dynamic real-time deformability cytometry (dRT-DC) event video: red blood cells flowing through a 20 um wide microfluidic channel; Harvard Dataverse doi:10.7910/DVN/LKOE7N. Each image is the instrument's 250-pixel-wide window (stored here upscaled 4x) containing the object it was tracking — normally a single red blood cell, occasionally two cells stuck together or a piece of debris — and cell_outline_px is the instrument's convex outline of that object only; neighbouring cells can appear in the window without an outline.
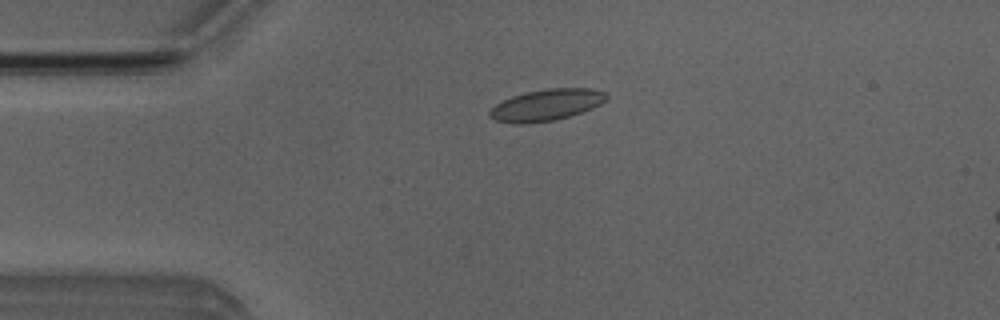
{"species": "Egyptian fruit bat (a non-hibernating species)", "species_latin": "Rousettus aegyptiacus", "temperature_condition": "room temperature", "stored_images_in_passage": 48, "camera_frame_rate_fps": 3000, "um_per_image_px": 0.085, "animal": {"sex": "male"}, "frame": {"image": 1, "passage_image": 8, "time_ms": 2.333, "image_size_px": [1000, 320], "cell_outline_px": [[608, 96], [600, 104], [592, 108], [556, 120], [528, 124], [516, 124], [496, 120], [488, 116], [488, 112], [496, 104], [512, 96], [528, 92], [548, 88], [592, 88], [608, 92]], "centroid_in_image_um": [46.45, 8.92], "position_along_channel_um": 38.6, "area_um2": 21.39}}
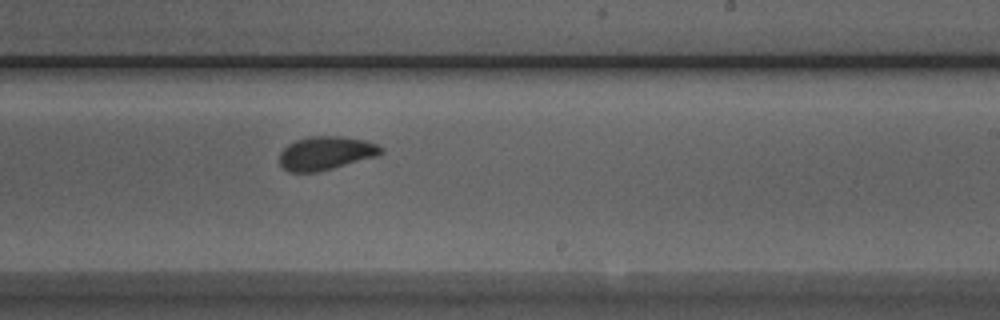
{"frame": {"image": 2, "passage_image": 27, "time_ms": 8.667, "image_size_px": [1000, 320], "cell_outline_px": [[384, 152], [376, 156], [332, 168], [316, 172], [288, 172], [280, 164], [280, 152], [288, 144], [296, 140], [308, 136], [344, 136], [364, 140], [376, 144], [384, 148]], "centroid_in_image_um": [27.69, 13.0], "position_along_channel_um": 261.3, "area_um2": 19.77}}
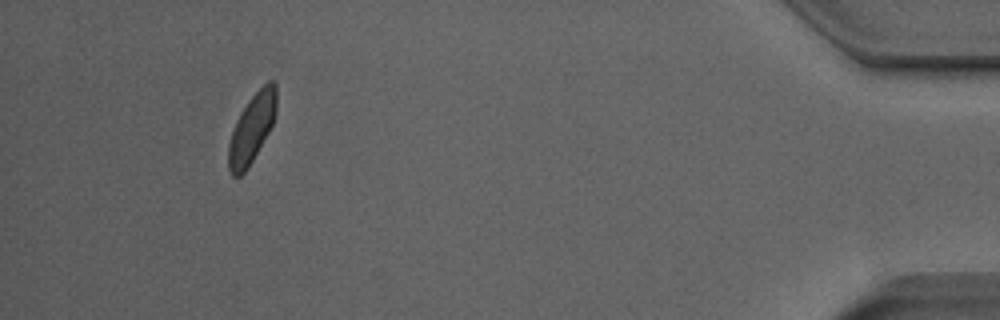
{"frame": {"image": 3, "passage_image": 44, "time_ms": 14.333, "image_size_px": [1000, 320], "cell_outline_px": [[276, 112], [272, 124], [268, 132], [248, 168], [240, 176], [232, 176], [228, 168], [228, 144], [236, 120], [240, 112], [248, 100], [268, 80], [272, 80], [276, 84]], "centroid_in_image_um": [21.39, 10.91], "position_along_channel_um": 413.8, "area_um2": 19.07}, "authors_computed_cell_mechanics": {"area_um2": 19.9988, "velocity_mm_per_s": 3.9562, "shape_relaxation_time_tau1_ms": 3.3263, "shape_relaxation_time_tau2_ms": 1.4911, "deformation_change_tau1": 0.105, "deformation_change_tau2": 0.0552}}